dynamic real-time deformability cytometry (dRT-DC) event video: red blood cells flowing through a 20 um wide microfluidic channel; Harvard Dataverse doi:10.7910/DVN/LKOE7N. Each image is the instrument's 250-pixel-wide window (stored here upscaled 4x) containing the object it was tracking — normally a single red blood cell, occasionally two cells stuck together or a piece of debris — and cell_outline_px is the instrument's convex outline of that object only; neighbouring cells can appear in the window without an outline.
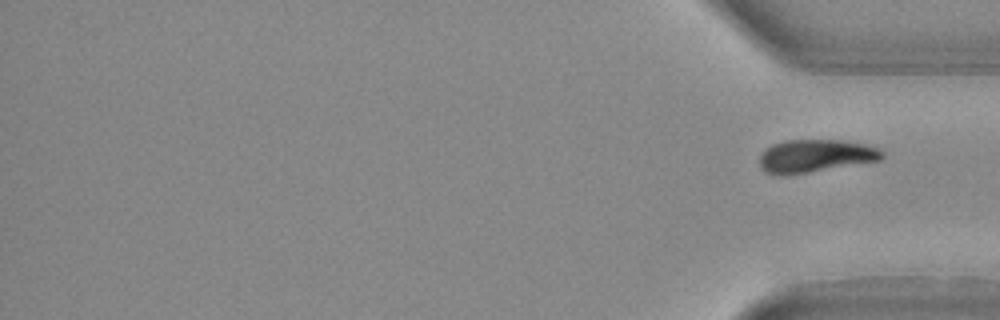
{"species": "Egyptian fruit bat (a non-hibernating species)", "species_latin": "Rousettus aegyptiacus", "temperature_condition": "warm", "stored_images_in_passage": 32, "segment_of_instrument_passage": [2, 2], "camera_frame_rate_fps": 3000, "um_per_image_px": 0.085, "animal": {"sex": "female"}, "frame": {"image": 1, "passage_image": 32, "time_ms": 10.333, "image_size_px": [1000, 320], "cell_outline_px": [[884, 156], [880, 160], [788, 176], [780, 176], [764, 172], [760, 168], [760, 156], [772, 144], [784, 140], [840, 140], [864, 144], [876, 148], [884, 152]], "centroid_in_image_um": [69.27, 13.27], "position_along_channel_um": 365.9, "area_um2": 23.52}}